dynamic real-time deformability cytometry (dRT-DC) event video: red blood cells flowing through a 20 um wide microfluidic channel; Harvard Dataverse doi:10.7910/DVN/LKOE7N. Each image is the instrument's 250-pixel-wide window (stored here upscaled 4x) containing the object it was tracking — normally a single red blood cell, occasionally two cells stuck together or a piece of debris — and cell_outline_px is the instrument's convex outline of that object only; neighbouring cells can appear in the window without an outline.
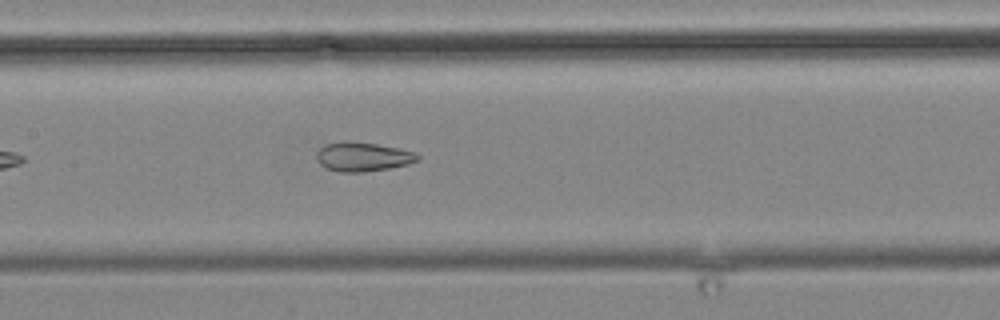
{"species": "common noctule bat (a hibernating species)", "species_latin": "Nyctalus noctula", "temperature_condition": "cold", "stored_images_in_passage": 12, "camera_frame_rate_fps": 3000, "um_per_image_px": 0.085, "animal": {"sex": "male", "body_mass_g": 19.2, "forearm_length_mm": 51.8}, "frame": {"image": 1, "passage_image": 12, "time_ms": 13.667, "image_size_px": [1000, 320], "cell_outline_px": [[420, 160], [408, 164], [388, 168], [364, 172], [340, 172], [328, 168], [320, 164], [316, 156], [316, 152], [324, 144], [340, 140], [352, 140], [400, 148], [412, 152], [420, 156]], "centroid_in_image_um": [30.81, 13.3], "position_along_channel_um": 176.6, "area_um2": 17.34}}